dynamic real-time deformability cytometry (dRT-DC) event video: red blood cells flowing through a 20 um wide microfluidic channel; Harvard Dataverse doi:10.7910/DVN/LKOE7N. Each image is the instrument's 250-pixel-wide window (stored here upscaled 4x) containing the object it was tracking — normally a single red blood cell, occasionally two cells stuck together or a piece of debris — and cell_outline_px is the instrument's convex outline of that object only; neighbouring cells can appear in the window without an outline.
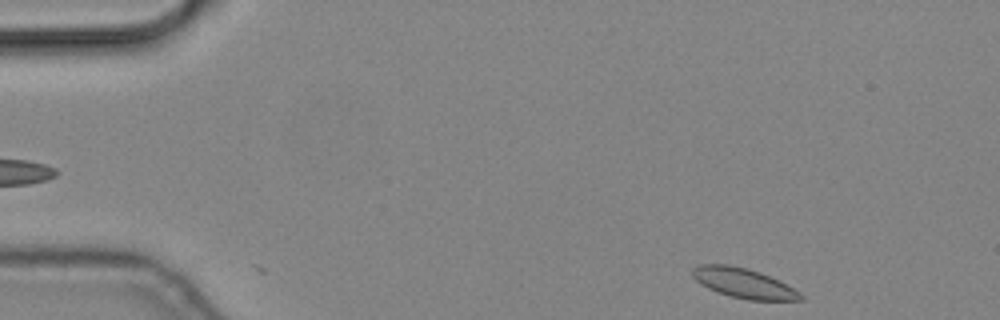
{"species": "common noctule bat (a hibernating species)", "species_latin": "Nyctalus noctula", "temperature_condition": "cold", "stored_images_in_passage": 6, "segment_of_instrument_passage": [2, 2], "camera_frame_rate_fps": 3000, "um_per_image_px": 0.085, "animal": {"sex": "male", "body_mass_g": 19.2, "forearm_length_mm": 51.8}, "frame": {"image": 1, "passage_image": 6, "time_ms": 1.667, "image_size_px": [1000, 320], "cell_outline_px": [[804, 300], [748, 300], [716, 292], [700, 284], [692, 276], [692, 268], [700, 264], [728, 264], [748, 268], [760, 272], [792, 288], [804, 296]], "centroid_in_image_um": [63.15, 24.06], "position_along_channel_um": 21.8, "area_um2": 18.61}}